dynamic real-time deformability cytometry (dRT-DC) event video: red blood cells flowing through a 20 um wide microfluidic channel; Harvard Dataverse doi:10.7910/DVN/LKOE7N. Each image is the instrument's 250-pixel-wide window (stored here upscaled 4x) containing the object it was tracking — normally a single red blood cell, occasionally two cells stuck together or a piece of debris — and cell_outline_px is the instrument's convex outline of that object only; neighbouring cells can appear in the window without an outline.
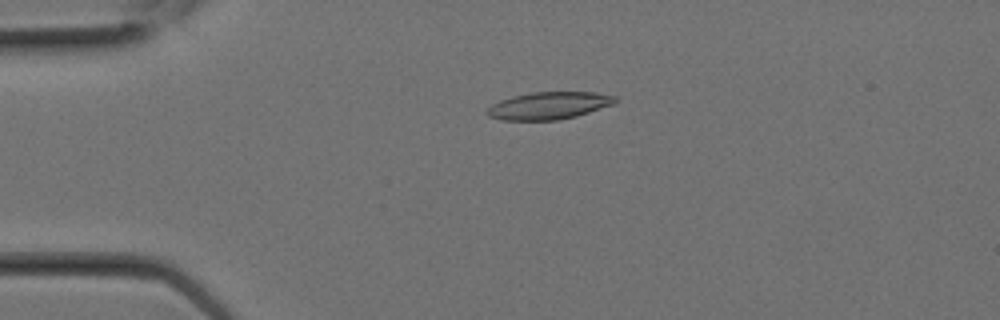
{"species": "Egyptian fruit bat (a non-hibernating species)", "species_latin": "Rousettus aegyptiacus", "temperature_condition": "room temperature", "stored_images_in_passage": 1, "camera_frame_rate_fps": 3000, "um_per_image_px": 0.085, "animal": {"sex": "female"}, "frame": {"image": 1, "passage_image": 1, "time_ms": 0.0, "image_size_px": [1000, 320], "cell_outline_px": [[616, 100], [612, 104], [576, 116], [560, 120], [500, 120], [488, 116], [484, 112], [492, 104], [500, 100], [512, 96], [532, 92], [596, 92], [616, 96]], "centroid_in_image_um": [46.6, 8.98], "position_along_channel_um": 38.4, "area_um2": 20.4}}